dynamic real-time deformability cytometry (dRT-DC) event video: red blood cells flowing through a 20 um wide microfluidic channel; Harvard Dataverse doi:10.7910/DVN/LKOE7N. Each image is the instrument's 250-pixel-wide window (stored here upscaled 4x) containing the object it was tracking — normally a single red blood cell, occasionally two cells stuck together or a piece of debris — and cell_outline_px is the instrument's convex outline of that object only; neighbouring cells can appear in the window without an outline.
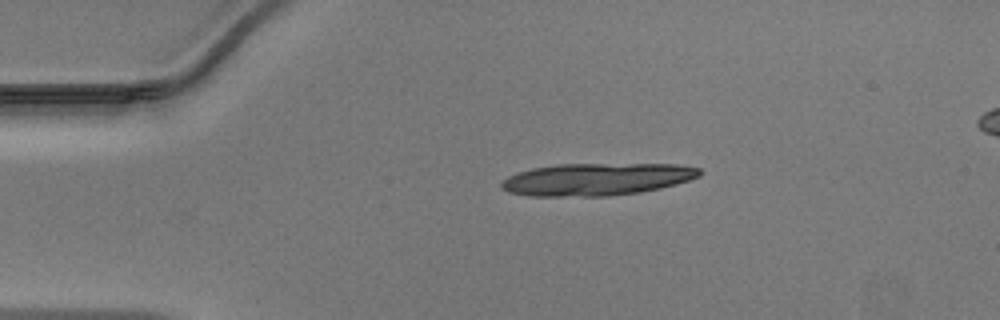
{"species": "Egyptian fruit bat (a non-hibernating species)", "species_latin": "Rousettus aegyptiacus", "temperature_condition": "warm", "stored_images_in_passage": 7, "camera_frame_rate_fps": 3000, "um_per_image_px": 0.085, "animal": {"sex": "male"}, "frame": {"image": 1, "passage_image": 1, "time_ms": 0.0, "image_size_px": [1000, 320], "cell_outline_px": [[700, 176], [676, 184], [660, 188], [640, 192], [608, 196], [528, 196], [508, 192], [500, 188], [500, 184], [508, 176], [516, 172], [532, 168], [556, 164], [676, 164], [700, 168]], "centroid_in_image_um": [50.67, 15.24], "position_along_channel_um": 34.3, "area_um2": 37.45}}